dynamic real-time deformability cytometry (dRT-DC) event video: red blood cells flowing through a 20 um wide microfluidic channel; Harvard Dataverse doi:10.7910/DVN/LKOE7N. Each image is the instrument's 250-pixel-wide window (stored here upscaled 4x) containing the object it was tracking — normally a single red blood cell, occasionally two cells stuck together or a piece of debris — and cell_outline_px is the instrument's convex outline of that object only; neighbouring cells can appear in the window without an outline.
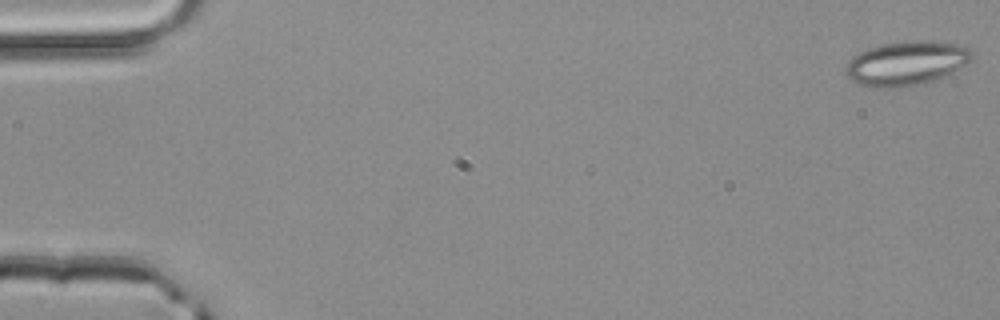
{"species": "common noctule bat (a hibernating species)", "species_latin": "Nyctalus noctula", "temperature_condition": "room temperature", "stored_images_in_passage": 4, "camera_frame_rate_fps": 3000, "um_per_image_px": 0.085, "animal": {"sex": "male", "body_mass_g": 20.4}, "frame": {"image": 1, "passage_image": 1, "time_ms": 0.0, "image_size_px": [1000, 320], "cell_outline_px": [[972, 56], [964, 64], [952, 72], [936, 80], [920, 84], [900, 88], [872, 88], [856, 84], [848, 76], [848, 60], [852, 56], [868, 48], [884, 44], [904, 40], [928, 40], [960, 44], [968, 48], [972, 52]], "centroid_in_image_um": [77.02, 5.38], "position_along_channel_um": 8.0, "area_um2": 32.6}}